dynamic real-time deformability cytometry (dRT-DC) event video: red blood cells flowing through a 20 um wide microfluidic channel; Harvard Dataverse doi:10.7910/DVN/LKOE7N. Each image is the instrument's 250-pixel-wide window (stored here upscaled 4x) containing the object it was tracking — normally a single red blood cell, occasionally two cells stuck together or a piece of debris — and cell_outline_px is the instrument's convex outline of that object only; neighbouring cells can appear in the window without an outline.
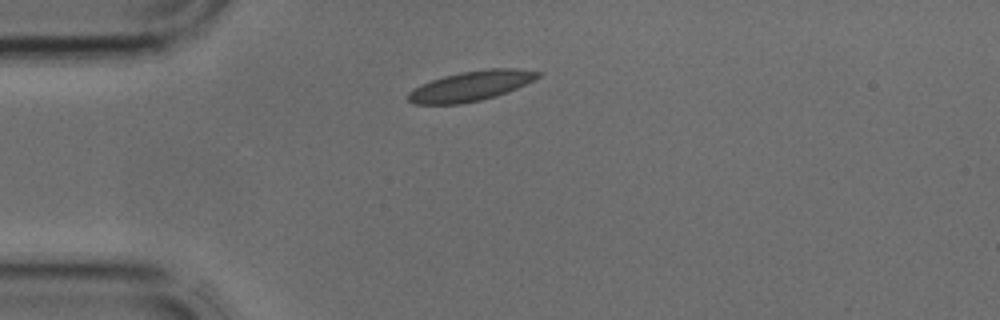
{"species": "common noctule bat (a hibernating species)", "species_latin": "Nyctalus noctula", "temperature_condition": "cold", "stored_images_in_passage": 2, "camera_frame_rate_fps": 3000, "um_per_image_px": 0.085, "animal": {"sex": "male", "body_mass_g": 17.9, "forearm_length_mm": 54.2}, "frame": {"image": 1, "passage_image": 2, "time_ms": 0.333, "image_size_px": [1000, 320], "cell_outline_px": [[544, 72], [540, 76], [508, 92], [496, 96], [480, 100], [460, 104], [416, 104], [408, 100], [408, 92], [412, 88], [420, 84], [444, 76], [460, 72], [488, 68], [516, 68]], "centroid_in_image_um": [40.02, 7.3], "position_along_channel_um": 45.0, "area_um2": 22.66}}